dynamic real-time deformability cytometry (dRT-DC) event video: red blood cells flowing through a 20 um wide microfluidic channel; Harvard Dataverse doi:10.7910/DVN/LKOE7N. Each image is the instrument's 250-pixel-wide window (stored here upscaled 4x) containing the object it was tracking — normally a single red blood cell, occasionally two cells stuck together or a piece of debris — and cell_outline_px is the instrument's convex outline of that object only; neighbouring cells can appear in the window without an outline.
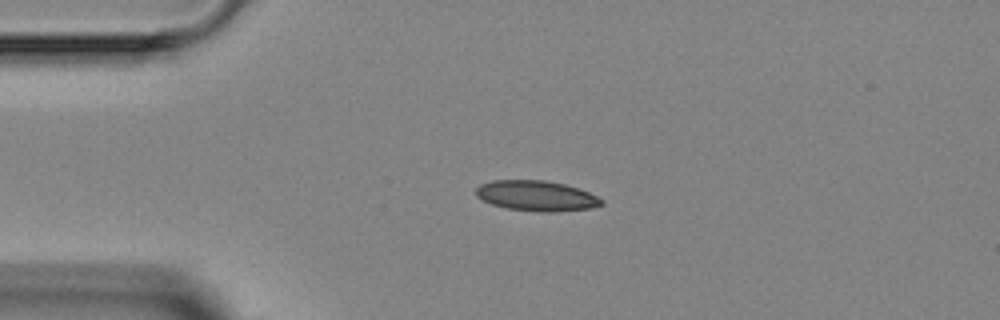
{"species": "Egyptian fruit bat (a non-hibernating species)", "species_latin": "Rousettus aegyptiacus", "temperature_condition": "room temperature", "stored_images_in_passage": 5, "camera_frame_rate_fps": 3000, "um_per_image_px": 0.085, "animal": {"sex": "female"}, "frame": {"image": 1, "passage_image": 4, "time_ms": 3.333, "image_size_px": [1000, 320], "cell_outline_px": [[604, 204], [592, 208], [556, 212], [540, 212], [504, 208], [492, 204], [476, 196], [476, 188], [480, 184], [492, 180], [544, 180], [564, 184], [588, 192], [604, 200]], "centroid_in_image_um": [45.6, 16.65], "position_along_channel_um": 39.4, "area_um2": 22.25}}